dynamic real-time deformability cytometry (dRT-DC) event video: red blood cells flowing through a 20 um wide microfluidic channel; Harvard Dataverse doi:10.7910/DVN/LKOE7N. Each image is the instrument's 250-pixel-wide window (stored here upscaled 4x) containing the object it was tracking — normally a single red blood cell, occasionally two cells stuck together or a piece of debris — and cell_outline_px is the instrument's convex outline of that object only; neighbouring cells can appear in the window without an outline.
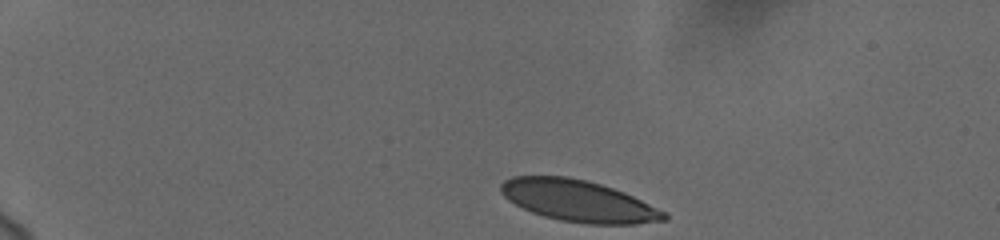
{"species": "human", "species_latin": "Homo sapiens", "temperature_condition": "cold", "stored_images_in_passage": 46, "camera_frame_rate_fps": 3000, "um_per_image_px": 0.085, "donor": {"sex": "female"}, "frame": {"image": 1, "passage_image": 1, "time_ms": 0.0, "image_size_px": [1000, 240], "cell_outline_px": [[668, 220], [636, 224], [584, 224], [560, 220], [544, 216], [532, 212], [508, 200], [500, 192], [500, 184], [504, 180], [512, 176], [568, 176], [600, 184], [624, 192], [664, 212], [668, 216]], "centroid_in_image_um": [49.13, 17.08], "position_along_channel_um": 35.9, "area_um2": 39.25}}
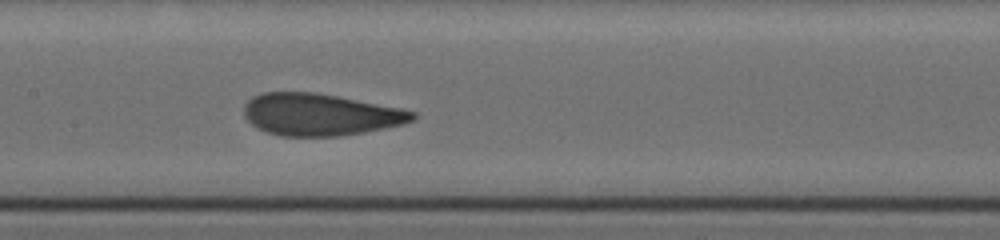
{"frame": {"image": 2, "passage_image": 20, "time_ms": 6.333, "image_size_px": [1000, 240], "cell_outline_px": [[416, 116], [412, 120], [404, 124], [364, 132], [340, 136], [280, 136], [256, 128], [244, 116], [244, 104], [252, 96], [264, 92], [316, 92], [400, 108], [416, 112]], "centroid_in_image_um": [27.18, 9.73], "position_along_channel_um": 180.2, "area_um2": 41.21}}
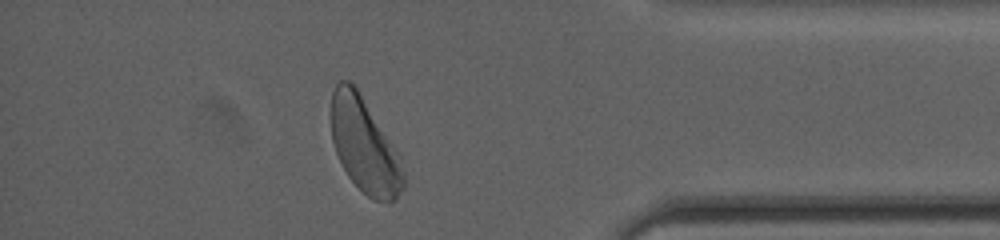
{"frame": {"image": 3, "passage_image": 40, "time_ms": 13.0, "image_size_px": [1000, 240], "cell_outline_px": [[404, 188], [392, 200], [372, 200], [348, 176], [336, 152], [332, 140], [332, 92], [336, 84], [340, 80], [348, 80], [356, 88], [396, 152], [404, 172]], "centroid_in_image_um": [30.95, 12.37], "position_along_channel_um": 404.2, "area_um2": 38.32}, "authors_computed_cell_mechanics": {"area_um2": 41.0958, "velocity_mm_per_s": 3.6733, "shape_relaxation_time_tau1_ms": 3.5258, "shape_relaxation_time_tau2_ms": 0.7529, "deformation_change_tau1": 0.157, "deformation_change_tau2": 0.062}}